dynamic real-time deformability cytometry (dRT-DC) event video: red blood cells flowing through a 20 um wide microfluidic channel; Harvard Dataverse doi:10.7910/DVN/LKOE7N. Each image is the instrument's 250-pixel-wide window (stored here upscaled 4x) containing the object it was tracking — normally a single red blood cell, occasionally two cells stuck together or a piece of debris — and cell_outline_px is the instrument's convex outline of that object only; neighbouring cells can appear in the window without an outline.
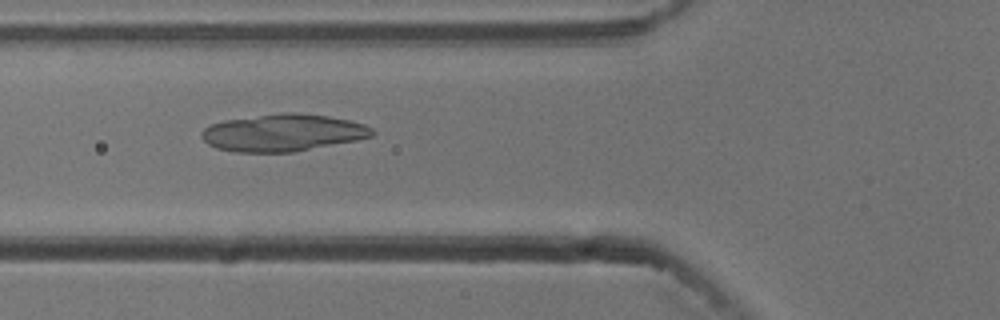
{"species": "common noctule bat (a hibernating species)", "species_latin": "Nyctalus noctula", "temperature_condition": "cold", "stored_images_in_passage": 54, "camera_frame_rate_fps": 3000, "um_per_image_px": 0.085, "animal": {"sex": "male", "body_mass_g": 13.3}, "frame": {"image": 1, "passage_image": 20, "time_ms": 6.333, "image_size_px": [1000, 320], "cell_outline_px": [[376, 132], [372, 136], [356, 140], [292, 152], [236, 152], [216, 148], [208, 144], [200, 136], [200, 132], [204, 128], [212, 124], [224, 120], [280, 112], [292, 112], [328, 116], [348, 120], [364, 124], [372, 128]], "centroid_in_image_um": [24.03, 11.27], "position_along_channel_um": 101.8, "area_um2": 36.93}}
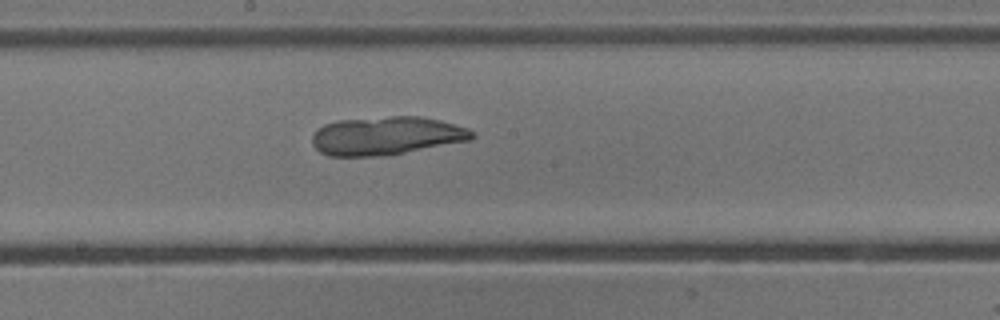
{"frame": {"image": 2, "passage_image": 29, "time_ms": 9.333, "image_size_px": [1000, 320], "cell_outline_px": [[476, 136], [472, 140], [404, 152], [372, 156], [328, 156], [320, 152], [312, 144], [312, 136], [316, 128], [324, 124], [336, 120], [388, 116], [420, 116], [440, 120], [468, 128]], "centroid_in_image_um": [32.81, 11.52], "position_along_channel_um": 215.4, "area_um2": 35.78}}
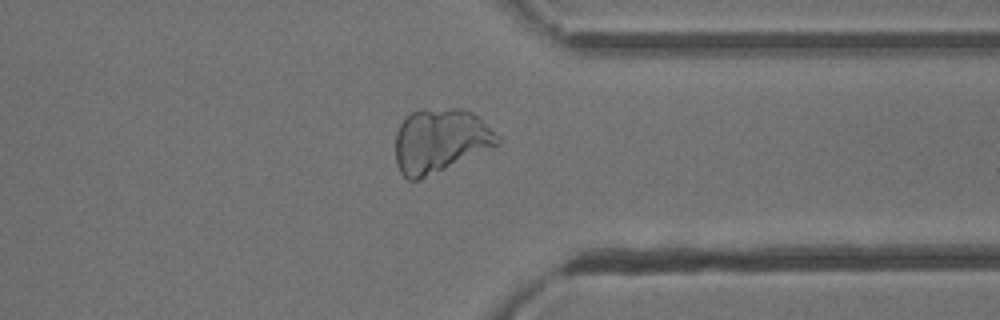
{"frame": {"image": 3, "passage_image": 42, "time_ms": 13.667, "image_size_px": [1000, 320], "cell_outline_px": [[500, 144], [420, 180], [408, 180], [400, 172], [396, 164], [396, 132], [400, 124], [412, 112], [452, 108], [464, 108], [472, 112], [500, 140]], "centroid_in_image_um": [37.37, 11.99], "position_along_channel_um": 374.0, "area_um2": 37.34}}